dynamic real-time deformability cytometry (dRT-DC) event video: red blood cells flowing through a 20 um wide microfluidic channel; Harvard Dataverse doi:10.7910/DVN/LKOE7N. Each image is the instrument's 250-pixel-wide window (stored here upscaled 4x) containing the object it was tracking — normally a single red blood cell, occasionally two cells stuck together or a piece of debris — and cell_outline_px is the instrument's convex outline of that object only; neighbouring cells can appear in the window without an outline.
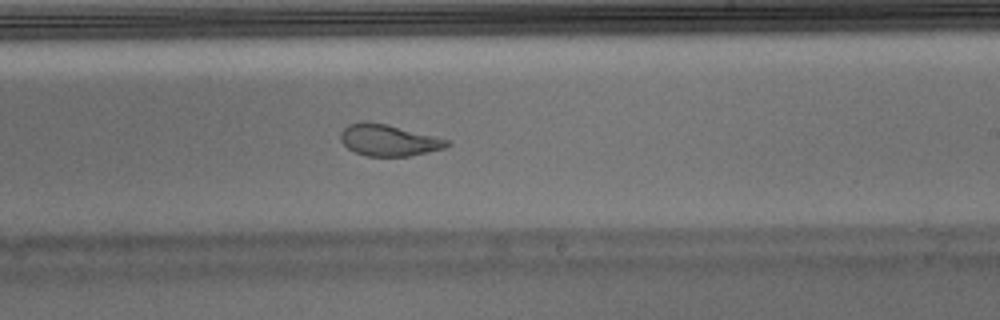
{"species": "Egyptian fruit bat (a non-hibernating species)", "species_latin": "Rousettus aegyptiacus", "temperature_condition": "warm", "stored_images_in_passage": 52, "camera_frame_rate_fps": 3000, "um_per_image_px": 0.085, "animal": {"sex": "male"}, "frame": {"image": 1, "passage_image": 30, "time_ms": 9.667, "image_size_px": [1000, 320], "cell_outline_px": [[452, 144], [444, 148], [428, 152], [408, 156], [364, 156], [348, 148], [340, 140], [340, 132], [348, 124], [388, 124], [452, 140]], "centroid_in_image_um": [33.1, 11.94], "position_along_channel_um": 255.9, "area_um2": 19.25}, "authors_computed_cell_mechanics": {"area_um2": 21.2993, "velocity_mm_per_s": 3.9255, "shape_relaxation_time_tau1_ms": null, "shape_relaxation_time_tau2_ms": 1.2483, "deformation_change_tau1": null, "deformation_change_tau2": 0.0758}}